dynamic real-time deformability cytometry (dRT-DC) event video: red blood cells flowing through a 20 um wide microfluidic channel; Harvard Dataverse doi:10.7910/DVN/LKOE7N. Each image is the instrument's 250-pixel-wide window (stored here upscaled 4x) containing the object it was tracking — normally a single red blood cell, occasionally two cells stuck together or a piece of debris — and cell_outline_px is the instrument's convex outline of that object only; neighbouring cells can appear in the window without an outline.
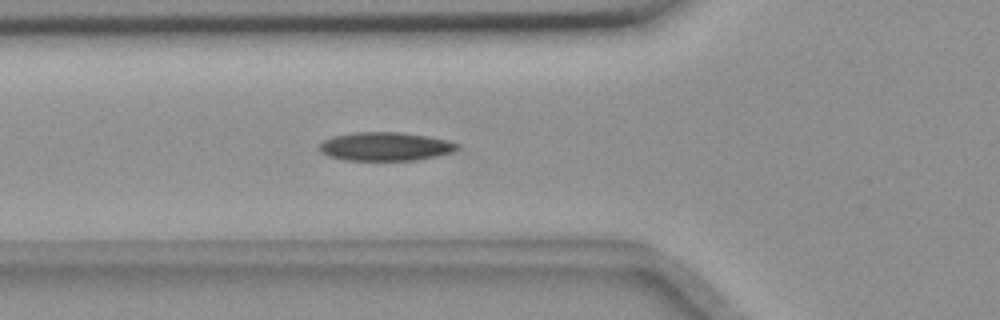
{"species": "common noctule bat (a hibernating species)", "species_latin": "Nyctalus noctula", "temperature_condition": "room temperature", "stored_images_in_passage": 49, "camera_frame_rate_fps": 3000, "um_per_image_px": 0.085, "animal": {"sex": "female", "body_mass_g": 18.4}, "frame": {"image": 1, "passage_image": 13, "time_ms": 4.0, "image_size_px": [1000, 320], "cell_outline_px": [[460, 148], [452, 152], [436, 156], [416, 160], [344, 160], [328, 156], [320, 152], [320, 144], [324, 140], [332, 136], [356, 132], [400, 132], [428, 136], [448, 140], [460, 144]], "centroid_in_image_um": [32.77, 12.45], "position_along_channel_um": 93.0, "area_um2": 23.06}}
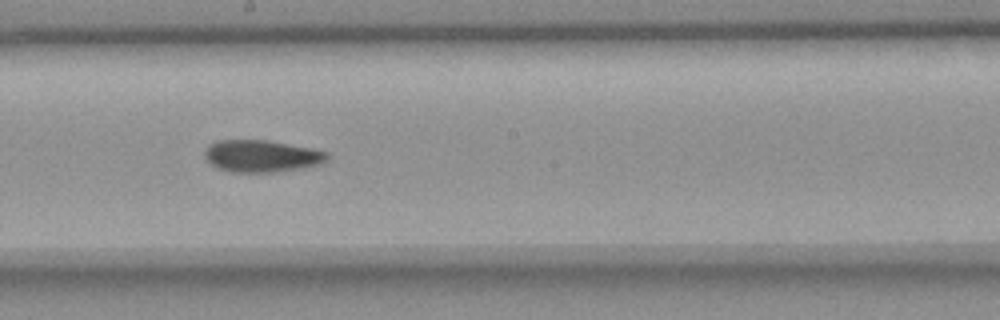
{"frame": {"image": 2, "passage_image": 24, "time_ms": 7.667, "image_size_px": [1000, 320], "cell_outline_px": [[328, 156], [324, 160], [316, 164], [300, 168], [272, 172], [232, 172], [220, 168], [212, 164], [204, 156], [204, 152], [208, 144], [216, 140], [268, 140], [328, 152]], "centroid_in_image_um": [22.16, 13.25], "position_along_channel_um": 226.0, "area_um2": 22.43}}
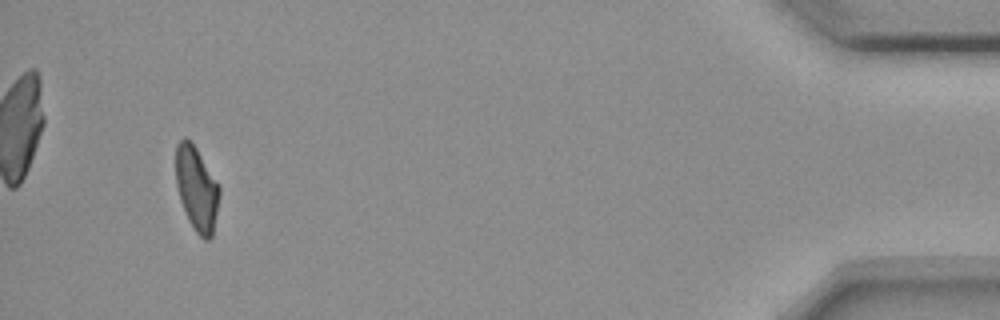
{"frame": {"image": 3, "passage_image": 46, "time_ms": 15.0, "image_size_px": [1000, 320], "cell_outline_px": [[220, 192], [212, 236], [208, 240], [204, 240], [196, 232], [188, 220], [180, 200], [176, 184], [176, 144], [184, 136], [192, 140], [220, 188]], "centroid_in_image_um": [16.7, 16.01], "position_along_channel_um": 418.5, "area_um2": 21.33}, "authors_computed_cell_mechanics": {"area_um2": 22.4842, "velocity_mm_per_s": 3.6265, "shape_relaxation_time_tau1_ms": 9.9045, "shape_relaxation_time_tau2_ms": 7.6061, "deformation_change_tau1": 0.2016, "deformation_change_tau2": 0.1511}}